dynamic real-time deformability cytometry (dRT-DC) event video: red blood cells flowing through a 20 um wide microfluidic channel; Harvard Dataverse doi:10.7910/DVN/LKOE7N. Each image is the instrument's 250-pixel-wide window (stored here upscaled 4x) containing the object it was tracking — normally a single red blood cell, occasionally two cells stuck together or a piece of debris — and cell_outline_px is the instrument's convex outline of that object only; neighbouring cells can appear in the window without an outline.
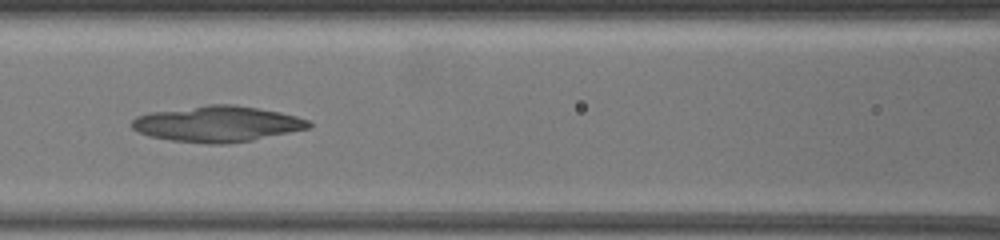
{"species": "common noctule bat (a hibernating species)", "species_latin": "Nyctalus noctula", "temperature_condition": "warm", "stored_images_in_passage": 22, "camera_frame_rate_fps": 3000, "um_per_image_px": 0.085, "animal": {"sex": "female", "body_mass_g": 19.5, "forearm_length_mm": 54.1}, "frame": {"image": 1, "passage_image": 6, "time_ms": 2.0, "image_size_px": [1000, 240], "cell_outline_px": [[312, 124], [308, 128], [252, 140], [228, 144], [204, 144], [172, 140], [148, 136], [132, 128], [132, 120], [136, 116], [152, 112], [208, 104], [236, 104], [280, 112], [296, 116], [308, 120]], "centroid_in_image_um": [18.46, 10.53], "position_along_channel_um": 148.1, "area_um2": 36.88}}